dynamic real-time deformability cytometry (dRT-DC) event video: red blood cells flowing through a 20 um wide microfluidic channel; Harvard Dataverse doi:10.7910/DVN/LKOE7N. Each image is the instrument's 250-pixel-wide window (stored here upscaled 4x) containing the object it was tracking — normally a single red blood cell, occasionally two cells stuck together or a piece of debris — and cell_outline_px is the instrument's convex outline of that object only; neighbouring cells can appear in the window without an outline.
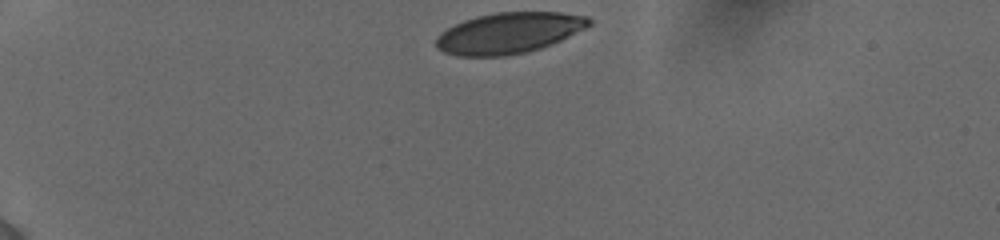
{"species": "human", "species_latin": "Homo sapiens", "temperature_condition": "cold", "stored_images_in_passage": 45, "camera_frame_rate_fps": 3000, "um_per_image_px": 0.085, "donor": {"sex": "female"}, "frame": {"image": 1, "passage_image": 1, "time_ms": 0.0, "image_size_px": [1000, 240], "cell_outline_px": [[592, 24], [552, 44], [528, 52], [504, 56], [456, 56], [444, 52], [436, 48], [436, 40], [440, 32], [464, 20], [476, 16], [496, 12], [560, 12], [588, 16], [592, 20]], "centroid_in_image_um": [43.24, 2.8], "position_along_channel_um": 41.8, "area_um2": 36.47}}
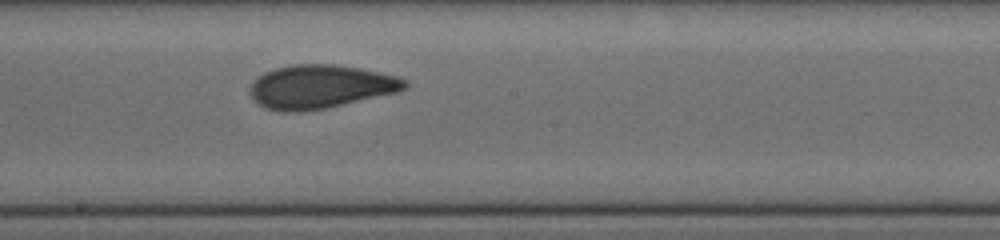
{"frame": {"image": 2, "passage_image": 29, "time_ms": 6.333, "image_size_px": [1000, 240], "cell_outline_px": [[408, 88], [400, 92], [324, 108], [296, 112], [284, 112], [264, 108], [252, 100], [248, 92], [252, 80], [256, 76], [264, 72], [276, 68], [292, 64], [336, 64], [360, 68], [396, 76], [408, 80]], "centroid_in_image_um": [27.2, 7.36], "position_along_channel_um": 221.0, "area_um2": 39.77}}
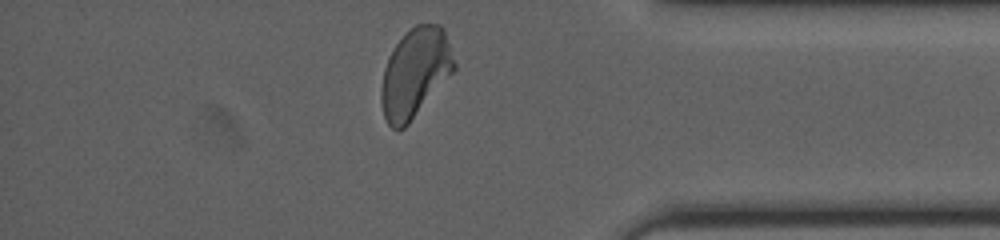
{"frame": {"image": 3, "passage_image": 43, "time_ms": 11.333, "image_size_px": [1000, 240], "cell_outline_px": [[456, 68], [408, 124], [404, 128], [392, 128], [388, 124], [384, 116], [380, 100], [380, 88], [384, 68], [396, 44], [416, 24], [440, 24], [444, 28], [456, 64]], "centroid_in_image_um": [35.28, 6.19], "position_along_channel_um": 399.9, "area_um2": 37.34}, "authors_computed_cell_mechanics": {"area_um2": 38.437, "velocity_mm_per_s": 3.8629, "shape_relaxation_time_tau1_ms": 4.6904, "shape_relaxation_time_tau2_ms": 1.24, "deformation_change_tau1": 0.1573, "deformation_change_tau2": 0.0727}}